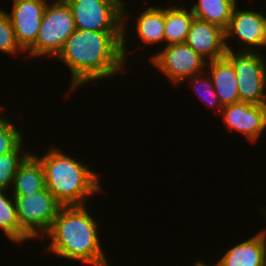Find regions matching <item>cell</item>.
I'll return each instance as SVG.
<instances>
[{"label":"cell","instance_id":"cell-12","mask_svg":"<svg viewBox=\"0 0 266 266\" xmlns=\"http://www.w3.org/2000/svg\"><path fill=\"white\" fill-rule=\"evenodd\" d=\"M10 17L19 45L27 51L35 42L47 0H12Z\"/></svg>","mask_w":266,"mask_h":266},{"label":"cell","instance_id":"cell-2","mask_svg":"<svg viewBox=\"0 0 266 266\" xmlns=\"http://www.w3.org/2000/svg\"><path fill=\"white\" fill-rule=\"evenodd\" d=\"M87 205L61 206L57 216L43 236L49 239L45 252L55 254L58 259L83 263L87 266H111L105 254L100 226ZM100 234V235H99ZM51 252V253H50Z\"/></svg>","mask_w":266,"mask_h":266},{"label":"cell","instance_id":"cell-5","mask_svg":"<svg viewBox=\"0 0 266 266\" xmlns=\"http://www.w3.org/2000/svg\"><path fill=\"white\" fill-rule=\"evenodd\" d=\"M258 51L227 49L225 58L233 65L241 102L266 105V56Z\"/></svg>","mask_w":266,"mask_h":266},{"label":"cell","instance_id":"cell-19","mask_svg":"<svg viewBox=\"0 0 266 266\" xmlns=\"http://www.w3.org/2000/svg\"><path fill=\"white\" fill-rule=\"evenodd\" d=\"M237 0H197L191 3L193 15L225 30L228 27Z\"/></svg>","mask_w":266,"mask_h":266},{"label":"cell","instance_id":"cell-24","mask_svg":"<svg viewBox=\"0 0 266 266\" xmlns=\"http://www.w3.org/2000/svg\"><path fill=\"white\" fill-rule=\"evenodd\" d=\"M192 266H211V264H207V262L202 261V260H196V262L194 263V265L192 264ZM212 266H220L217 262L212 265Z\"/></svg>","mask_w":266,"mask_h":266},{"label":"cell","instance_id":"cell-8","mask_svg":"<svg viewBox=\"0 0 266 266\" xmlns=\"http://www.w3.org/2000/svg\"><path fill=\"white\" fill-rule=\"evenodd\" d=\"M76 29L123 31V7L116 0H65Z\"/></svg>","mask_w":266,"mask_h":266},{"label":"cell","instance_id":"cell-25","mask_svg":"<svg viewBox=\"0 0 266 266\" xmlns=\"http://www.w3.org/2000/svg\"><path fill=\"white\" fill-rule=\"evenodd\" d=\"M263 31H264V42L266 47V12L263 13Z\"/></svg>","mask_w":266,"mask_h":266},{"label":"cell","instance_id":"cell-3","mask_svg":"<svg viewBox=\"0 0 266 266\" xmlns=\"http://www.w3.org/2000/svg\"><path fill=\"white\" fill-rule=\"evenodd\" d=\"M35 152L32 150L44 168L46 188L62 206L87 205L92 196L102 194L100 173L81 158L70 156L52 144L45 154Z\"/></svg>","mask_w":266,"mask_h":266},{"label":"cell","instance_id":"cell-14","mask_svg":"<svg viewBox=\"0 0 266 266\" xmlns=\"http://www.w3.org/2000/svg\"><path fill=\"white\" fill-rule=\"evenodd\" d=\"M244 240V241H243ZM226 248L216 262L220 266H266V232L261 229L252 235Z\"/></svg>","mask_w":266,"mask_h":266},{"label":"cell","instance_id":"cell-20","mask_svg":"<svg viewBox=\"0 0 266 266\" xmlns=\"http://www.w3.org/2000/svg\"><path fill=\"white\" fill-rule=\"evenodd\" d=\"M185 82H188L187 85L189 84L193 88L195 96H199L198 98H200L201 102L205 103V106L211 107L214 113L219 116L223 106L219 101L208 72L205 70L202 73L187 78Z\"/></svg>","mask_w":266,"mask_h":266},{"label":"cell","instance_id":"cell-22","mask_svg":"<svg viewBox=\"0 0 266 266\" xmlns=\"http://www.w3.org/2000/svg\"><path fill=\"white\" fill-rule=\"evenodd\" d=\"M6 112L0 116V156L13 152L25 140L26 135L10 120Z\"/></svg>","mask_w":266,"mask_h":266},{"label":"cell","instance_id":"cell-4","mask_svg":"<svg viewBox=\"0 0 266 266\" xmlns=\"http://www.w3.org/2000/svg\"><path fill=\"white\" fill-rule=\"evenodd\" d=\"M76 30L73 13L65 0L48 2L36 42L26 51V58H55L69 36ZM42 56V57H41Z\"/></svg>","mask_w":266,"mask_h":266},{"label":"cell","instance_id":"cell-11","mask_svg":"<svg viewBox=\"0 0 266 266\" xmlns=\"http://www.w3.org/2000/svg\"><path fill=\"white\" fill-rule=\"evenodd\" d=\"M224 127L242 134L250 143H257L266 131V105L237 102L223 106L220 115ZM262 135V136H261Z\"/></svg>","mask_w":266,"mask_h":266},{"label":"cell","instance_id":"cell-16","mask_svg":"<svg viewBox=\"0 0 266 266\" xmlns=\"http://www.w3.org/2000/svg\"><path fill=\"white\" fill-rule=\"evenodd\" d=\"M46 187L45 172L40 160L31 152L19 165L11 188L12 196H27Z\"/></svg>","mask_w":266,"mask_h":266},{"label":"cell","instance_id":"cell-28","mask_svg":"<svg viewBox=\"0 0 266 266\" xmlns=\"http://www.w3.org/2000/svg\"><path fill=\"white\" fill-rule=\"evenodd\" d=\"M129 5V3H127V1L126 0H121V6L123 7L124 5Z\"/></svg>","mask_w":266,"mask_h":266},{"label":"cell","instance_id":"cell-26","mask_svg":"<svg viewBox=\"0 0 266 266\" xmlns=\"http://www.w3.org/2000/svg\"><path fill=\"white\" fill-rule=\"evenodd\" d=\"M258 207H259V208H258V212L260 211L262 217L264 216V218H265V220H266V206H265V207H260V206H258ZM264 230H265V232H266V228H265Z\"/></svg>","mask_w":266,"mask_h":266},{"label":"cell","instance_id":"cell-21","mask_svg":"<svg viewBox=\"0 0 266 266\" xmlns=\"http://www.w3.org/2000/svg\"><path fill=\"white\" fill-rule=\"evenodd\" d=\"M25 143L24 140L13 152L0 156V188L11 190L19 165L32 152L25 150Z\"/></svg>","mask_w":266,"mask_h":266},{"label":"cell","instance_id":"cell-9","mask_svg":"<svg viewBox=\"0 0 266 266\" xmlns=\"http://www.w3.org/2000/svg\"><path fill=\"white\" fill-rule=\"evenodd\" d=\"M129 6L124 5L123 6V39H122V53L125 62L128 59V55L132 56L131 53L135 52V49L128 50L129 47L127 46V39H129L127 36L129 32L128 28L130 23H128L129 20H134V29L132 30L138 38L139 43L142 42L143 46L140 45V50H144L147 46L149 48V45L152 47L155 46V49L158 51L157 48L159 45V48L164 47V29H165V8L164 5L161 7L150 5L147 8H143L138 10L139 13L135 15V19L131 18L129 12ZM129 13V14H128ZM129 18V19H128ZM136 22V23H135ZM135 30V31H134ZM128 48V49H127ZM134 51V52H133ZM129 53V54H128Z\"/></svg>","mask_w":266,"mask_h":266},{"label":"cell","instance_id":"cell-23","mask_svg":"<svg viewBox=\"0 0 266 266\" xmlns=\"http://www.w3.org/2000/svg\"><path fill=\"white\" fill-rule=\"evenodd\" d=\"M0 52L5 55L18 56L26 51L19 45L9 15L5 8H0Z\"/></svg>","mask_w":266,"mask_h":266},{"label":"cell","instance_id":"cell-1","mask_svg":"<svg viewBox=\"0 0 266 266\" xmlns=\"http://www.w3.org/2000/svg\"><path fill=\"white\" fill-rule=\"evenodd\" d=\"M122 39L123 31L76 29L69 36L56 57L71 73L65 97L69 99L71 93L88 83L109 80L125 72Z\"/></svg>","mask_w":266,"mask_h":266},{"label":"cell","instance_id":"cell-13","mask_svg":"<svg viewBox=\"0 0 266 266\" xmlns=\"http://www.w3.org/2000/svg\"><path fill=\"white\" fill-rule=\"evenodd\" d=\"M185 43L207 62L224 58L227 53L224 30L196 17L193 18Z\"/></svg>","mask_w":266,"mask_h":266},{"label":"cell","instance_id":"cell-17","mask_svg":"<svg viewBox=\"0 0 266 266\" xmlns=\"http://www.w3.org/2000/svg\"><path fill=\"white\" fill-rule=\"evenodd\" d=\"M165 7V29H164V46L178 43H185L190 30L193 18V12L189 5L178 6L174 2ZM186 6V7H185Z\"/></svg>","mask_w":266,"mask_h":266},{"label":"cell","instance_id":"cell-6","mask_svg":"<svg viewBox=\"0 0 266 266\" xmlns=\"http://www.w3.org/2000/svg\"><path fill=\"white\" fill-rule=\"evenodd\" d=\"M21 229L32 239H40L51 228L62 206L45 187L27 196H13Z\"/></svg>","mask_w":266,"mask_h":266},{"label":"cell","instance_id":"cell-15","mask_svg":"<svg viewBox=\"0 0 266 266\" xmlns=\"http://www.w3.org/2000/svg\"><path fill=\"white\" fill-rule=\"evenodd\" d=\"M206 71L222 106L240 102L237 76L233 65L225 57L207 62Z\"/></svg>","mask_w":266,"mask_h":266},{"label":"cell","instance_id":"cell-7","mask_svg":"<svg viewBox=\"0 0 266 266\" xmlns=\"http://www.w3.org/2000/svg\"><path fill=\"white\" fill-rule=\"evenodd\" d=\"M151 65L164 74L173 86L206 70L207 61L186 43L164 46L148 58Z\"/></svg>","mask_w":266,"mask_h":266},{"label":"cell","instance_id":"cell-27","mask_svg":"<svg viewBox=\"0 0 266 266\" xmlns=\"http://www.w3.org/2000/svg\"><path fill=\"white\" fill-rule=\"evenodd\" d=\"M5 111H7V109L5 110L4 106L0 104V116L4 113Z\"/></svg>","mask_w":266,"mask_h":266},{"label":"cell","instance_id":"cell-18","mask_svg":"<svg viewBox=\"0 0 266 266\" xmlns=\"http://www.w3.org/2000/svg\"><path fill=\"white\" fill-rule=\"evenodd\" d=\"M0 230L8 240L19 245L32 240L19 225L12 193L3 188H0Z\"/></svg>","mask_w":266,"mask_h":266},{"label":"cell","instance_id":"cell-10","mask_svg":"<svg viewBox=\"0 0 266 266\" xmlns=\"http://www.w3.org/2000/svg\"><path fill=\"white\" fill-rule=\"evenodd\" d=\"M263 12L253 9L242 10L237 4L233 9L228 27L224 30L226 49H230L232 46L235 48V45H230L229 42L236 39L239 49L235 48V50L265 53ZM263 50L264 52H262Z\"/></svg>","mask_w":266,"mask_h":266}]
</instances>
